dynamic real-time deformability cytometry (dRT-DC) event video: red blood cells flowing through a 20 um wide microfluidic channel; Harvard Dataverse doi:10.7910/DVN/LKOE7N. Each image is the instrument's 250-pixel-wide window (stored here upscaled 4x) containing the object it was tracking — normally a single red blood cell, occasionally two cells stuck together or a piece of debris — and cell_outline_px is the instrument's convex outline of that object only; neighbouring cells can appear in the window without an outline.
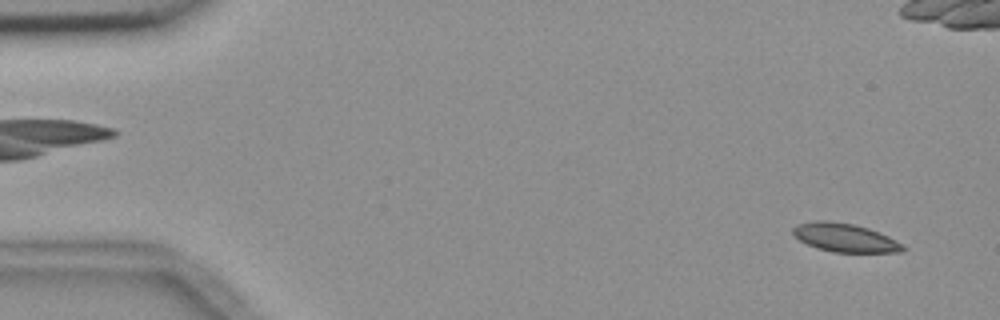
{"species": "common noctule bat (a hibernating species)", "species_latin": "Nyctalus noctula", "temperature_condition": "room temperature", "stored_images_in_passage": 56, "camera_frame_rate_fps": 3000, "um_per_image_px": 0.085, "animal": {"sex": "female", "body_mass_g": 18.4}, "frame": {"image": 1, "passage_image": 3, "time_ms": 0.667, "image_size_px": [1000, 320], "cell_outline_px": [[904, 248], [900, 252], [832, 252], [816, 248], [800, 240], [792, 232], [792, 228], [796, 224], [816, 220], [828, 220], [852, 224], [868, 228], [888, 236], [904, 244]], "centroid_in_image_um": [71.79, 20.19], "position_along_channel_um": 13.2, "area_um2": 18.21}}
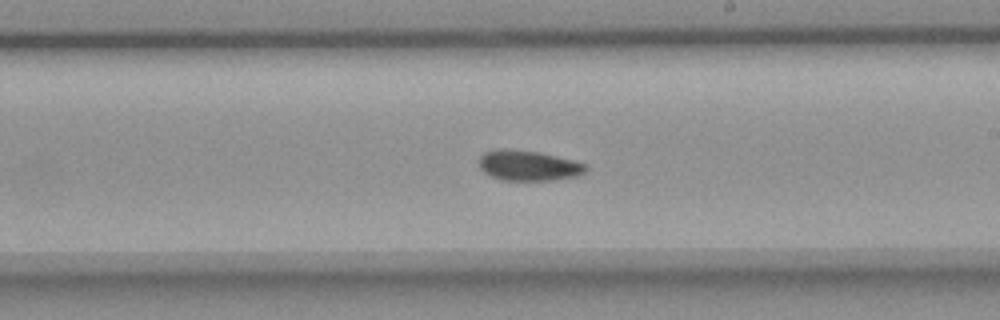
{"frame": {"image": 2, "passage_image": 32, "time_ms": 10.333, "image_size_px": [1000, 320], "cell_outline_px": [[588, 168], [584, 172], [576, 176], [552, 180], [500, 180], [488, 176], [480, 168], [480, 156], [484, 152], [500, 148], [536, 152], [556, 156], [572, 160], [584, 164]], "centroid_in_image_um": [44.87, 14.08], "position_along_channel_um": 244.1, "area_um2": 18.67}}
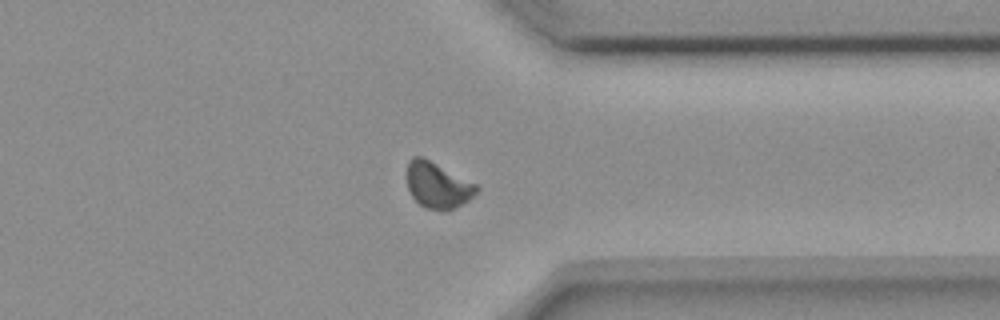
{"frame": {"image": 3, "passage_image": 43, "time_ms": 14.0, "image_size_px": [1000, 320], "cell_outline_px": [[480, 188], [468, 200], [456, 208], [448, 212], [444, 212], [424, 208], [412, 196], [408, 188], [408, 160], [412, 156], [420, 156], [476, 184]], "centroid_in_image_um": [37.2, 15.79], "position_along_channel_um": 374.2, "area_um2": 18.44}, "authors_computed_cell_mechanics": {"area_um2": 18.5827, "velocity_mm_per_s": 3.6211, "shape_relaxation_time_tau1_ms": 6.8942, "shape_relaxation_time_tau2_ms": 2.0581, "deformation_change_tau1": 0.1317, "deformation_change_tau2": 0.0514}}